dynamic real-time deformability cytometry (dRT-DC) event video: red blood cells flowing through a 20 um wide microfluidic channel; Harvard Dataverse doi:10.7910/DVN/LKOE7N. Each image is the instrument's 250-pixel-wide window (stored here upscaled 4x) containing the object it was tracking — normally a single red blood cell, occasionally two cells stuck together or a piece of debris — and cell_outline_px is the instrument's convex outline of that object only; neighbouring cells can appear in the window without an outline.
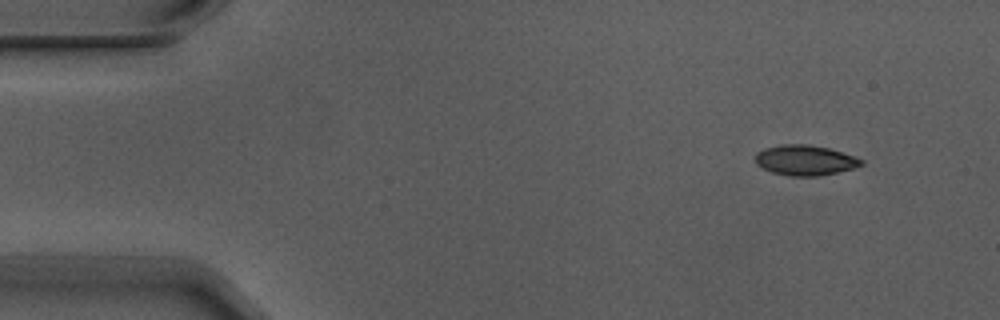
{"species": "Egyptian fruit bat (a non-hibernating species)", "species_latin": "Rousettus aegyptiacus", "temperature_condition": "warm", "stored_images_in_passage": 3, "camera_frame_rate_fps": 3000, "um_per_image_px": 0.085, "animal": {"sex": "male"}, "frame": {"image": 1, "passage_image": 1, "time_ms": 0.0, "image_size_px": [1000, 320], "cell_outline_px": [[864, 164], [852, 168], [820, 176], [788, 176], [772, 172], [756, 164], [756, 152], [764, 148], [784, 144], [808, 144], [828, 148], [856, 156], [864, 160]], "centroid_in_image_um": [68.44, 13.61], "position_along_channel_um": 16.6, "area_um2": 18.67}}